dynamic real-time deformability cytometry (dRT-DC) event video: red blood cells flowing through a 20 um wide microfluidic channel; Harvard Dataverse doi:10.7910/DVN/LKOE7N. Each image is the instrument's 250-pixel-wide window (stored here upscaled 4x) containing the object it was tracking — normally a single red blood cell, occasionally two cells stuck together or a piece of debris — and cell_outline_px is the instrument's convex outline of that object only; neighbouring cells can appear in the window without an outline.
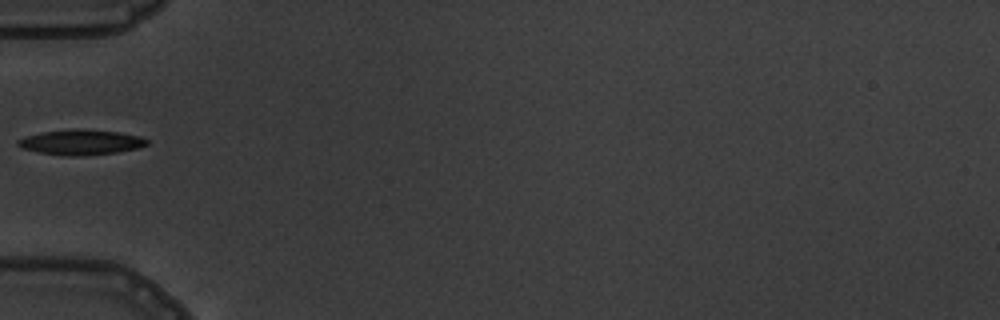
{"species": "common noctule bat (a hibernating species)", "species_latin": "Nyctalus noctula", "temperature_condition": "warm", "stored_images_in_passage": 1, "camera_frame_rate_fps": 3000, "um_per_image_px": 0.085, "animal": {"sex": "male", "body_mass_g": 19.5, "forearm_length_mm": 54.6}, "frame": {"image": 1, "passage_image": 1, "time_ms": 0.0, "image_size_px": [1000, 320], "cell_outline_px": [[148, 144], [136, 148], [116, 152], [76, 156], [68, 156], [40, 152], [20, 148], [16, 144], [16, 140], [24, 136], [40, 132], [72, 128], [76, 128], [120, 132], [140, 136], [148, 140]], "centroid_in_image_um": [6.82, 12.07], "position_along_channel_um": 78.2, "area_um2": 19.02}}